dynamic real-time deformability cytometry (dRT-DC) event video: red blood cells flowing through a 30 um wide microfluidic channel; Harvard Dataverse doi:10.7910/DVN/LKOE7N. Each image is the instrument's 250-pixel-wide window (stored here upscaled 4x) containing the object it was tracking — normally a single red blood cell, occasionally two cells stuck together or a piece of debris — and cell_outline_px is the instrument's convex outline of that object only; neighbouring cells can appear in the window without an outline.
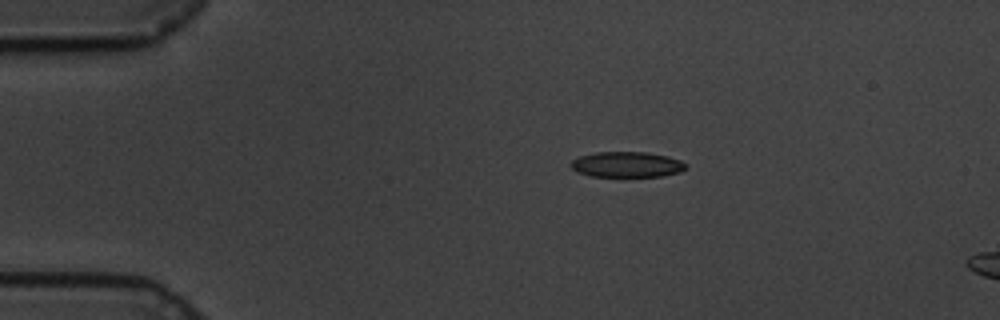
{"species": "common noctule bat (a hibernating species)", "species_latin": "Nyctalus noctula", "temperature_condition": "cold", "stored_images_in_passage": 6, "camera_frame_rate_fps": 3000, "um_per_image_px": 0.085, "animal": {"sex": "male", "body_mass_g": 19.5, "forearm_length_mm": 54.6}, "frame": {"image": 1, "passage_image": 1, "time_ms": 0.0, "image_size_px": [1000, 320], "cell_outline_px": [[688, 168], [680, 172], [660, 176], [592, 176], [576, 172], [568, 164], [572, 160], [580, 156], [596, 152], [648, 152], [668, 156], [680, 160], [688, 164]], "centroid_in_image_um": [53.29, 13.97], "position_along_channel_um": 31.7, "area_um2": 17.22}}